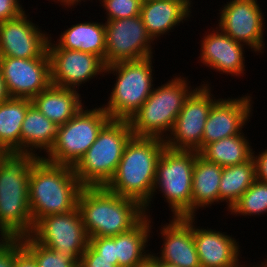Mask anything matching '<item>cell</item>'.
<instances>
[{
    "instance_id": "cell-1",
    "label": "cell",
    "mask_w": 267,
    "mask_h": 267,
    "mask_svg": "<svg viewBox=\"0 0 267 267\" xmlns=\"http://www.w3.org/2000/svg\"><path fill=\"white\" fill-rule=\"evenodd\" d=\"M83 187L73 167L37 157L30 169L28 187L33 225L43 217L76 209Z\"/></svg>"
},
{
    "instance_id": "cell-2",
    "label": "cell",
    "mask_w": 267,
    "mask_h": 267,
    "mask_svg": "<svg viewBox=\"0 0 267 267\" xmlns=\"http://www.w3.org/2000/svg\"><path fill=\"white\" fill-rule=\"evenodd\" d=\"M78 208L88 238L127 232L146 216L138 201L115 194L105 186L83 187Z\"/></svg>"
},
{
    "instance_id": "cell-3",
    "label": "cell",
    "mask_w": 267,
    "mask_h": 267,
    "mask_svg": "<svg viewBox=\"0 0 267 267\" xmlns=\"http://www.w3.org/2000/svg\"><path fill=\"white\" fill-rule=\"evenodd\" d=\"M165 147L164 139L132 136L125 145L114 177L105 187L144 207L152 198L157 161Z\"/></svg>"
},
{
    "instance_id": "cell-4",
    "label": "cell",
    "mask_w": 267,
    "mask_h": 267,
    "mask_svg": "<svg viewBox=\"0 0 267 267\" xmlns=\"http://www.w3.org/2000/svg\"><path fill=\"white\" fill-rule=\"evenodd\" d=\"M36 158L32 154L11 153L0 164V227L16 239L29 236L34 226L28 187Z\"/></svg>"
},
{
    "instance_id": "cell-5",
    "label": "cell",
    "mask_w": 267,
    "mask_h": 267,
    "mask_svg": "<svg viewBox=\"0 0 267 267\" xmlns=\"http://www.w3.org/2000/svg\"><path fill=\"white\" fill-rule=\"evenodd\" d=\"M133 136L128 120L110 119L73 167L84 187L106 186L114 177L125 145Z\"/></svg>"
},
{
    "instance_id": "cell-6",
    "label": "cell",
    "mask_w": 267,
    "mask_h": 267,
    "mask_svg": "<svg viewBox=\"0 0 267 267\" xmlns=\"http://www.w3.org/2000/svg\"><path fill=\"white\" fill-rule=\"evenodd\" d=\"M188 85L187 78L175 76L154 88L143 105L128 120L133 136L165 139L185 101L196 89L192 90Z\"/></svg>"
},
{
    "instance_id": "cell-7",
    "label": "cell",
    "mask_w": 267,
    "mask_h": 267,
    "mask_svg": "<svg viewBox=\"0 0 267 267\" xmlns=\"http://www.w3.org/2000/svg\"><path fill=\"white\" fill-rule=\"evenodd\" d=\"M152 58L120 61L105 66L104 73L116 76L107 105L102 108L111 119L129 120L154 89Z\"/></svg>"
},
{
    "instance_id": "cell-8",
    "label": "cell",
    "mask_w": 267,
    "mask_h": 267,
    "mask_svg": "<svg viewBox=\"0 0 267 267\" xmlns=\"http://www.w3.org/2000/svg\"><path fill=\"white\" fill-rule=\"evenodd\" d=\"M198 155L196 151L164 148L157 161L152 198L144 206L145 215L158 189L169 203L172 217H192V178Z\"/></svg>"
},
{
    "instance_id": "cell-9",
    "label": "cell",
    "mask_w": 267,
    "mask_h": 267,
    "mask_svg": "<svg viewBox=\"0 0 267 267\" xmlns=\"http://www.w3.org/2000/svg\"><path fill=\"white\" fill-rule=\"evenodd\" d=\"M110 119L101 106L86 110L82 108L73 118L58 127L53 147L46 156H40L51 163L74 167Z\"/></svg>"
},
{
    "instance_id": "cell-10",
    "label": "cell",
    "mask_w": 267,
    "mask_h": 267,
    "mask_svg": "<svg viewBox=\"0 0 267 267\" xmlns=\"http://www.w3.org/2000/svg\"><path fill=\"white\" fill-rule=\"evenodd\" d=\"M209 85L207 81V84L204 82L201 86H197L187 98L171 132L164 139L167 148L198 153L202 150L206 120L211 107L219 100L211 94Z\"/></svg>"
},
{
    "instance_id": "cell-11",
    "label": "cell",
    "mask_w": 267,
    "mask_h": 267,
    "mask_svg": "<svg viewBox=\"0 0 267 267\" xmlns=\"http://www.w3.org/2000/svg\"><path fill=\"white\" fill-rule=\"evenodd\" d=\"M30 236L47 248L70 256L78 264L89 244L78 207L68 213L39 219Z\"/></svg>"
},
{
    "instance_id": "cell-12",
    "label": "cell",
    "mask_w": 267,
    "mask_h": 267,
    "mask_svg": "<svg viewBox=\"0 0 267 267\" xmlns=\"http://www.w3.org/2000/svg\"><path fill=\"white\" fill-rule=\"evenodd\" d=\"M105 32V66L120 61H139L153 57L154 42L147 34L140 15L105 21Z\"/></svg>"
},
{
    "instance_id": "cell-13",
    "label": "cell",
    "mask_w": 267,
    "mask_h": 267,
    "mask_svg": "<svg viewBox=\"0 0 267 267\" xmlns=\"http://www.w3.org/2000/svg\"><path fill=\"white\" fill-rule=\"evenodd\" d=\"M0 71L10 97L32 100L51 85L50 58L0 57Z\"/></svg>"
},
{
    "instance_id": "cell-14",
    "label": "cell",
    "mask_w": 267,
    "mask_h": 267,
    "mask_svg": "<svg viewBox=\"0 0 267 267\" xmlns=\"http://www.w3.org/2000/svg\"><path fill=\"white\" fill-rule=\"evenodd\" d=\"M257 0H230L220 11L217 27L236 42L262 53L264 16Z\"/></svg>"
},
{
    "instance_id": "cell-15",
    "label": "cell",
    "mask_w": 267,
    "mask_h": 267,
    "mask_svg": "<svg viewBox=\"0 0 267 267\" xmlns=\"http://www.w3.org/2000/svg\"><path fill=\"white\" fill-rule=\"evenodd\" d=\"M51 84L79 90V86L97 75H105V64L96 55L79 50L47 49Z\"/></svg>"
},
{
    "instance_id": "cell-16",
    "label": "cell",
    "mask_w": 267,
    "mask_h": 267,
    "mask_svg": "<svg viewBox=\"0 0 267 267\" xmlns=\"http://www.w3.org/2000/svg\"><path fill=\"white\" fill-rule=\"evenodd\" d=\"M28 17L24 11L0 22V57L38 58L47 50L49 34Z\"/></svg>"
},
{
    "instance_id": "cell-17",
    "label": "cell",
    "mask_w": 267,
    "mask_h": 267,
    "mask_svg": "<svg viewBox=\"0 0 267 267\" xmlns=\"http://www.w3.org/2000/svg\"><path fill=\"white\" fill-rule=\"evenodd\" d=\"M251 99L250 95L220 98L211 107L202 136V149L212 142L243 133L242 128L252 116Z\"/></svg>"
},
{
    "instance_id": "cell-18",
    "label": "cell",
    "mask_w": 267,
    "mask_h": 267,
    "mask_svg": "<svg viewBox=\"0 0 267 267\" xmlns=\"http://www.w3.org/2000/svg\"><path fill=\"white\" fill-rule=\"evenodd\" d=\"M160 229L163 246L155 259L178 267H201L193 238V217H172Z\"/></svg>"
},
{
    "instance_id": "cell-19",
    "label": "cell",
    "mask_w": 267,
    "mask_h": 267,
    "mask_svg": "<svg viewBox=\"0 0 267 267\" xmlns=\"http://www.w3.org/2000/svg\"><path fill=\"white\" fill-rule=\"evenodd\" d=\"M215 29L202 38L198 58L206 67L220 74L239 77L245 71V45L233 40L217 26Z\"/></svg>"
},
{
    "instance_id": "cell-20",
    "label": "cell",
    "mask_w": 267,
    "mask_h": 267,
    "mask_svg": "<svg viewBox=\"0 0 267 267\" xmlns=\"http://www.w3.org/2000/svg\"><path fill=\"white\" fill-rule=\"evenodd\" d=\"M195 223L193 217V238L201 267H228L240 260V245L232 235L208 227L196 228Z\"/></svg>"
},
{
    "instance_id": "cell-21",
    "label": "cell",
    "mask_w": 267,
    "mask_h": 267,
    "mask_svg": "<svg viewBox=\"0 0 267 267\" xmlns=\"http://www.w3.org/2000/svg\"><path fill=\"white\" fill-rule=\"evenodd\" d=\"M192 0H143L140 16L154 41L190 18ZM187 18V19H186Z\"/></svg>"
},
{
    "instance_id": "cell-22",
    "label": "cell",
    "mask_w": 267,
    "mask_h": 267,
    "mask_svg": "<svg viewBox=\"0 0 267 267\" xmlns=\"http://www.w3.org/2000/svg\"><path fill=\"white\" fill-rule=\"evenodd\" d=\"M50 37L47 49L79 50L98 56L105 64L106 32L105 23L81 22L61 33L57 41Z\"/></svg>"
},
{
    "instance_id": "cell-23",
    "label": "cell",
    "mask_w": 267,
    "mask_h": 267,
    "mask_svg": "<svg viewBox=\"0 0 267 267\" xmlns=\"http://www.w3.org/2000/svg\"><path fill=\"white\" fill-rule=\"evenodd\" d=\"M78 90L50 85L32 100V104L49 120L58 126L73 118L82 108Z\"/></svg>"
},
{
    "instance_id": "cell-24",
    "label": "cell",
    "mask_w": 267,
    "mask_h": 267,
    "mask_svg": "<svg viewBox=\"0 0 267 267\" xmlns=\"http://www.w3.org/2000/svg\"><path fill=\"white\" fill-rule=\"evenodd\" d=\"M58 127L32 104L21 126L20 154L41 157L39 153H35L37 150H43L47 154L55 143Z\"/></svg>"
},
{
    "instance_id": "cell-25",
    "label": "cell",
    "mask_w": 267,
    "mask_h": 267,
    "mask_svg": "<svg viewBox=\"0 0 267 267\" xmlns=\"http://www.w3.org/2000/svg\"><path fill=\"white\" fill-rule=\"evenodd\" d=\"M222 169L220 165L208 162L200 155L196 157L192 178V217L200 208L219 204Z\"/></svg>"
},
{
    "instance_id": "cell-26",
    "label": "cell",
    "mask_w": 267,
    "mask_h": 267,
    "mask_svg": "<svg viewBox=\"0 0 267 267\" xmlns=\"http://www.w3.org/2000/svg\"><path fill=\"white\" fill-rule=\"evenodd\" d=\"M152 218L146 215L131 230L115 236V252L118 259V267H134L144 262L151 255V251L145 250L151 236ZM148 251V252H147Z\"/></svg>"
},
{
    "instance_id": "cell-27",
    "label": "cell",
    "mask_w": 267,
    "mask_h": 267,
    "mask_svg": "<svg viewBox=\"0 0 267 267\" xmlns=\"http://www.w3.org/2000/svg\"><path fill=\"white\" fill-rule=\"evenodd\" d=\"M30 99L9 97L0 103V144L10 153L20 154L21 126Z\"/></svg>"
},
{
    "instance_id": "cell-28",
    "label": "cell",
    "mask_w": 267,
    "mask_h": 267,
    "mask_svg": "<svg viewBox=\"0 0 267 267\" xmlns=\"http://www.w3.org/2000/svg\"><path fill=\"white\" fill-rule=\"evenodd\" d=\"M245 134L225 137L207 144L199 155L206 161L228 167L246 162L252 157V146Z\"/></svg>"
},
{
    "instance_id": "cell-29",
    "label": "cell",
    "mask_w": 267,
    "mask_h": 267,
    "mask_svg": "<svg viewBox=\"0 0 267 267\" xmlns=\"http://www.w3.org/2000/svg\"><path fill=\"white\" fill-rule=\"evenodd\" d=\"M255 181L256 166L253 157L244 163L223 167L219 187V202L226 201L229 211Z\"/></svg>"
},
{
    "instance_id": "cell-30",
    "label": "cell",
    "mask_w": 267,
    "mask_h": 267,
    "mask_svg": "<svg viewBox=\"0 0 267 267\" xmlns=\"http://www.w3.org/2000/svg\"><path fill=\"white\" fill-rule=\"evenodd\" d=\"M233 215L257 216L267 212V183L256 180L229 210Z\"/></svg>"
},
{
    "instance_id": "cell-31",
    "label": "cell",
    "mask_w": 267,
    "mask_h": 267,
    "mask_svg": "<svg viewBox=\"0 0 267 267\" xmlns=\"http://www.w3.org/2000/svg\"><path fill=\"white\" fill-rule=\"evenodd\" d=\"M19 240L22 246L33 256L38 267H78V263L70 256L41 245L30 235Z\"/></svg>"
},
{
    "instance_id": "cell-32",
    "label": "cell",
    "mask_w": 267,
    "mask_h": 267,
    "mask_svg": "<svg viewBox=\"0 0 267 267\" xmlns=\"http://www.w3.org/2000/svg\"><path fill=\"white\" fill-rule=\"evenodd\" d=\"M106 10V20L127 19L139 16L143 0H99ZM102 2V3H101Z\"/></svg>"
},
{
    "instance_id": "cell-33",
    "label": "cell",
    "mask_w": 267,
    "mask_h": 267,
    "mask_svg": "<svg viewBox=\"0 0 267 267\" xmlns=\"http://www.w3.org/2000/svg\"><path fill=\"white\" fill-rule=\"evenodd\" d=\"M89 245L100 254V258L113 261L118 267V259L115 252V236L89 238Z\"/></svg>"
},
{
    "instance_id": "cell-34",
    "label": "cell",
    "mask_w": 267,
    "mask_h": 267,
    "mask_svg": "<svg viewBox=\"0 0 267 267\" xmlns=\"http://www.w3.org/2000/svg\"><path fill=\"white\" fill-rule=\"evenodd\" d=\"M78 267H117L113 265V261L100 258L98 254L89 244L80 258Z\"/></svg>"
},
{
    "instance_id": "cell-35",
    "label": "cell",
    "mask_w": 267,
    "mask_h": 267,
    "mask_svg": "<svg viewBox=\"0 0 267 267\" xmlns=\"http://www.w3.org/2000/svg\"><path fill=\"white\" fill-rule=\"evenodd\" d=\"M20 0H0V22L13 19L24 12Z\"/></svg>"
},
{
    "instance_id": "cell-36",
    "label": "cell",
    "mask_w": 267,
    "mask_h": 267,
    "mask_svg": "<svg viewBox=\"0 0 267 267\" xmlns=\"http://www.w3.org/2000/svg\"><path fill=\"white\" fill-rule=\"evenodd\" d=\"M13 267H38L33 256L22 246L19 239L15 240V258Z\"/></svg>"
},
{
    "instance_id": "cell-37",
    "label": "cell",
    "mask_w": 267,
    "mask_h": 267,
    "mask_svg": "<svg viewBox=\"0 0 267 267\" xmlns=\"http://www.w3.org/2000/svg\"><path fill=\"white\" fill-rule=\"evenodd\" d=\"M252 151V157L256 166V180L267 183V149L255 155ZM261 153V154H260Z\"/></svg>"
},
{
    "instance_id": "cell-38",
    "label": "cell",
    "mask_w": 267,
    "mask_h": 267,
    "mask_svg": "<svg viewBox=\"0 0 267 267\" xmlns=\"http://www.w3.org/2000/svg\"><path fill=\"white\" fill-rule=\"evenodd\" d=\"M15 258V241L0 254V267H13Z\"/></svg>"
},
{
    "instance_id": "cell-39",
    "label": "cell",
    "mask_w": 267,
    "mask_h": 267,
    "mask_svg": "<svg viewBox=\"0 0 267 267\" xmlns=\"http://www.w3.org/2000/svg\"><path fill=\"white\" fill-rule=\"evenodd\" d=\"M0 254L4 252L15 240L6 229L0 227Z\"/></svg>"
},
{
    "instance_id": "cell-40",
    "label": "cell",
    "mask_w": 267,
    "mask_h": 267,
    "mask_svg": "<svg viewBox=\"0 0 267 267\" xmlns=\"http://www.w3.org/2000/svg\"><path fill=\"white\" fill-rule=\"evenodd\" d=\"M9 97L10 96H9L7 90H6L5 82L3 80L2 73L0 71V103L4 102Z\"/></svg>"
},
{
    "instance_id": "cell-41",
    "label": "cell",
    "mask_w": 267,
    "mask_h": 267,
    "mask_svg": "<svg viewBox=\"0 0 267 267\" xmlns=\"http://www.w3.org/2000/svg\"><path fill=\"white\" fill-rule=\"evenodd\" d=\"M134 267H156V259L150 255L144 262L135 265Z\"/></svg>"
},
{
    "instance_id": "cell-42",
    "label": "cell",
    "mask_w": 267,
    "mask_h": 267,
    "mask_svg": "<svg viewBox=\"0 0 267 267\" xmlns=\"http://www.w3.org/2000/svg\"><path fill=\"white\" fill-rule=\"evenodd\" d=\"M52 1V0H51ZM55 3H60L62 6H67L68 8H71V6H74V5H78V3H80L81 1H84L85 0H53Z\"/></svg>"
},
{
    "instance_id": "cell-43",
    "label": "cell",
    "mask_w": 267,
    "mask_h": 267,
    "mask_svg": "<svg viewBox=\"0 0 267 267\" xmlns=\"http://www.w3.org/2000/svg\"><path fill=\"white\" fill-rule=\"evenodd\" d=\"M11 153L7 151L1 144H0V164L10 155Z\"/></svg>"
},
{
    "instance_id": "cell-44",
    "label": "cell",
    "mask_w": 267,
    "mask_h": 267,
    "mask_svg": "<svg viewBox=\"0 0 267 267\" xmlns=\"http://www.w3.org/2000/svg\"><path fill=\"white\" fill-rule=\"evenodd\" d=\"M156 267H178V266L156 259Z\"/></svg>"
},
{
    "instance_id": "cell-45",
    "label": "cell",
    "mask_w": 267,
    "mask_h": 267,
    "mask_svg": "<svg viewBox=\"0 0 267 267\" xmlns=\"http://www.w3.org/2000/svg\"><path fill=\"white\" fill-rule=\"evenodd\" d=\"M243 266L246 267V265H244V264L242 265L241 262L237 261L235 264L228 266V267H243ZM249 267H251V266H249ZM253 267H257V264H256V266L254 265Z\"/></svg>"
},
{
    "instance_id": "cell-46",
    "label": "cell",
    "mask_w": 267,
    "mask_h": 267,
    "mask_svg": "<svg viewBox=\"0 0 267 267\" xmlns=\"http://www.w3.org/2000/svg\"><path fill=\"white\" fill-rule=\"evenodd\" d=\"M265 261L262 263L261 262V264L258 266L257 265V267H267V259H264Z\"/></svg>"
}]
</instances>
